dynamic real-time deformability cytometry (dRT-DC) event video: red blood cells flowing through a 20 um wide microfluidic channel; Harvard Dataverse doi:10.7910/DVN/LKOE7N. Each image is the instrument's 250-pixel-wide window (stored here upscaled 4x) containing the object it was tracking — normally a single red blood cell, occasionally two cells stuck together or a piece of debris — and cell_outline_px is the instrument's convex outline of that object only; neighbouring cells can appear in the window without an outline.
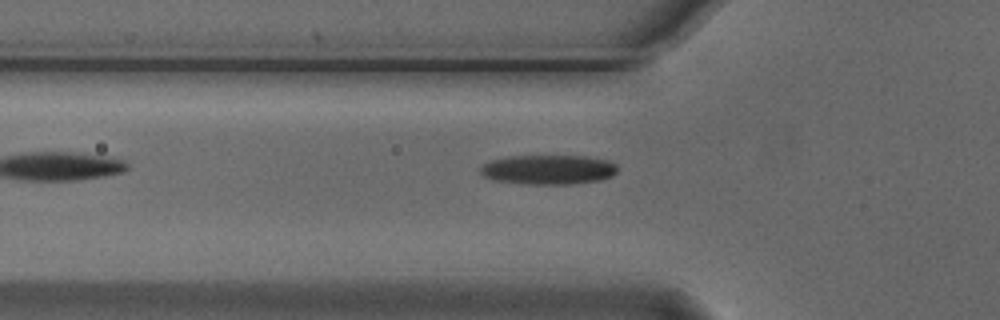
{"species": "Egyptian fruit bat (a non-hibernating species)", "species_latin": "Rousettus aegyptiacus", "temperature_condition": "cold", "stored_images_in_passage": 6, "camera_frame_rate_fps": 3000, "um_per_image_px": 0.085, "animal": {"sex": "male"}, "frame": {"image": 1, "passage_image": 5, "time_ms": 1.333, "image_size_px": [1000, 320], "cell_outline_px": [[616, 172], [612, 176], [600, 180], [572, 184], [524, 184], [496, 180], [484, 176], [480, 172], [480, 168], [484, 164], [492, 160], [508, 156], [584, 156], [608, 160], [616, 164]], "centroid_in_image_um": [46.62, 14.42], "position_along_channel_um": 79.2, "area_um2": 23.52}}
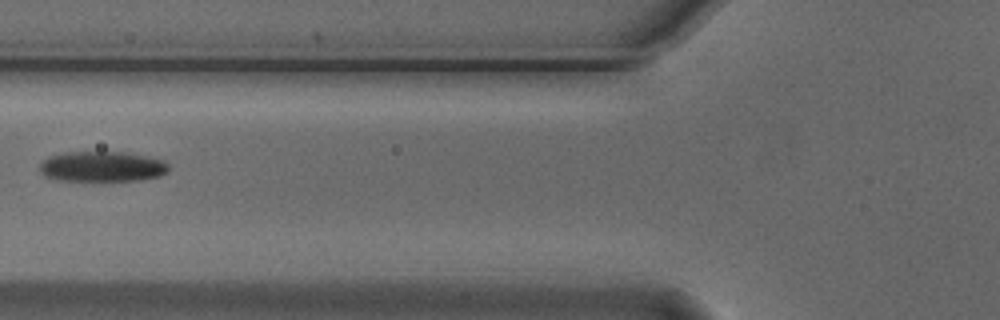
{"frame": {"image": 2, "passage_image": 6, "time_ms": 1.667, "image_size_px": [1000, 320], "cell_outline_px": [[168, 172], [160, 176], [140, 180], [56, 180], [44, 176], [40, 172], [40, 164], [48, 156], [64, 152], [124, 152], [164, 160], [168, 164]], "centroid_in_image_um": [8.67, 14.15], "position_along_channel_um": 117.1, "area_um2": 22.77}}